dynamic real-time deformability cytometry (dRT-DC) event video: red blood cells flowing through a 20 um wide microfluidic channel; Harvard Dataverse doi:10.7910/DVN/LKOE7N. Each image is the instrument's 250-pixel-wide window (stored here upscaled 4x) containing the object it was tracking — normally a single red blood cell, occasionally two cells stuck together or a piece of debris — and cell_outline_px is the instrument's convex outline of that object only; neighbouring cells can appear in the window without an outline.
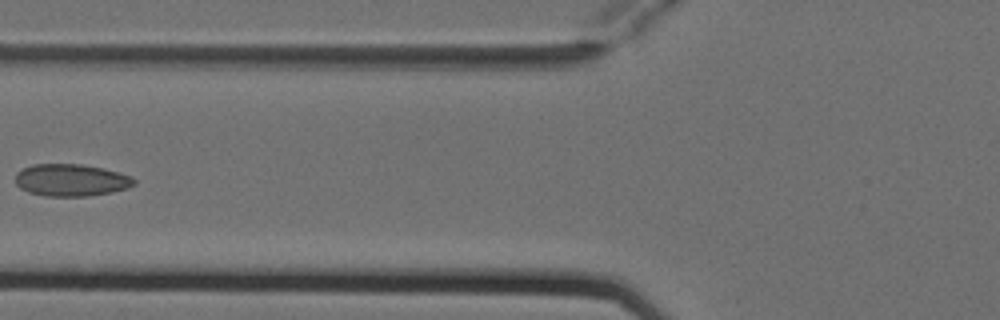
{"species": "Egyptian fruit bat (a non-hibernating species)", "species_latin": "Rousettus aegyptiacus", "temperature_condition": "cold", "stored_images_in_passage": 5, "camera_frame_rate_fps": 3000, "um_per_image_px": 0.085, "animal": {"sex": "female"}, "frame": {"image": 1, "passage_image": 5, "time_ms": 1.333, "image_size_px": [1000, 320], "cell_outline_px": [[136, 184], [128, 188], [112, 192], [88, 196], [44, 196], [28, 192], [20, 188], [16, 184], [16, 172], [32, 164], [80, 164], [100, 168], [132, 176], [136, 180]], "centroid_in_image_um": [6.04, 15.32], "position_along_channel_um": 119.8, "area_um2": 22.25}}